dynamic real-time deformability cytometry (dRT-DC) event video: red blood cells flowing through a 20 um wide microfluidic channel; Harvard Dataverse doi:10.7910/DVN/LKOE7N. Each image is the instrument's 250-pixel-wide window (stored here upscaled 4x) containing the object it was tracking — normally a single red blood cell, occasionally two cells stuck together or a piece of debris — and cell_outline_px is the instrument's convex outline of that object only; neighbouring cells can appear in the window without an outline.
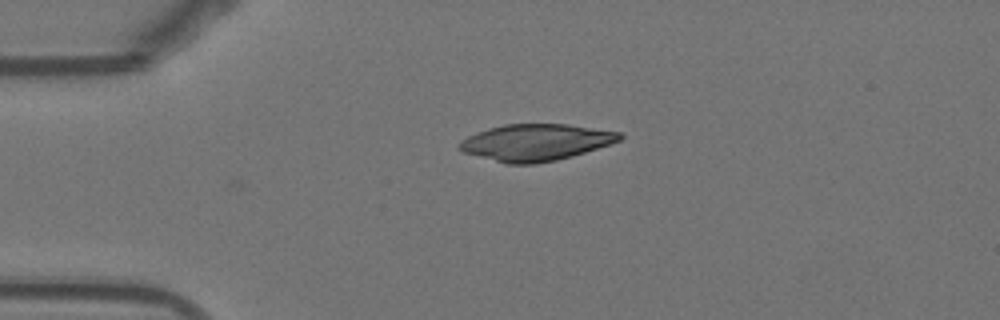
{"species": "Egyptian fruit bat (a non-hibernating species)", "species_latin": "Rousettus aegyptiacus", "temperature_condition": "warm", "stored_images_in_passage": 2, "camera_frame_rate_fps": 3000, "um_per_image_px": 0.085, "animal": {"sex": "female"}, "frame": {"image": 1, "passage_image": 2, "time_ms": 0.333, "image_size_px": [1000, 320], "cell_outline_px": [[624, 136], [620, 140], [572, 156], [556, 160], [536, 164], [508, 164], [464, 152], [456, 148], [460, 140], [476, 132], [488, 128], [504, 124], [568, 124], [620, 132]], "centroid_in_image_um": [45.5, 12.1], "position_along_channel_um": 39.5, "area_um2": 34.04}}